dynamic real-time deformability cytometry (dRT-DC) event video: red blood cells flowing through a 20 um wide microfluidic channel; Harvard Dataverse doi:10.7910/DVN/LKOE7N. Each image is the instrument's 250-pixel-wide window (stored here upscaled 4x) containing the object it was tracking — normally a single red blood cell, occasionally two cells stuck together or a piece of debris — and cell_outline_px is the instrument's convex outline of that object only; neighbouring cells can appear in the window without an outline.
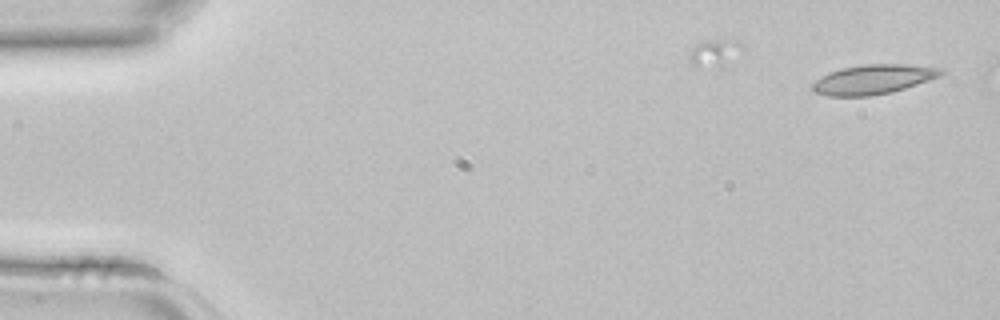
{"species": "common noctule bat (a hibernating species)", "species_latin": "Nyctalus noctula", "temperature_condition": "room temperature", "stored_images_in_passage": 2, "camera_frame_rate_fps": 3000, "um_per_image_px": 0.085, "animal": {"sex": "female", "body_mass_g": 22.7, "forearm_length_mm": 54.2}, "frame": {"image": 1, "passage_image": 2, "time_ms": 0.333, "image_size_px": [1000, 320], "cell_outline_px": [[944, 72], [940, 76], [892, 92], [868, 96], [828, 96], [816, 92], [812, 88], [812, 84], [816, 80], [828, 72], [844, 68], [864, 64], [904, 64], [944, 68]], "centroid_in_image_um": [74.23, 6.74], "position_along_channel_um": 10.8, "area_um2": 21.91}}